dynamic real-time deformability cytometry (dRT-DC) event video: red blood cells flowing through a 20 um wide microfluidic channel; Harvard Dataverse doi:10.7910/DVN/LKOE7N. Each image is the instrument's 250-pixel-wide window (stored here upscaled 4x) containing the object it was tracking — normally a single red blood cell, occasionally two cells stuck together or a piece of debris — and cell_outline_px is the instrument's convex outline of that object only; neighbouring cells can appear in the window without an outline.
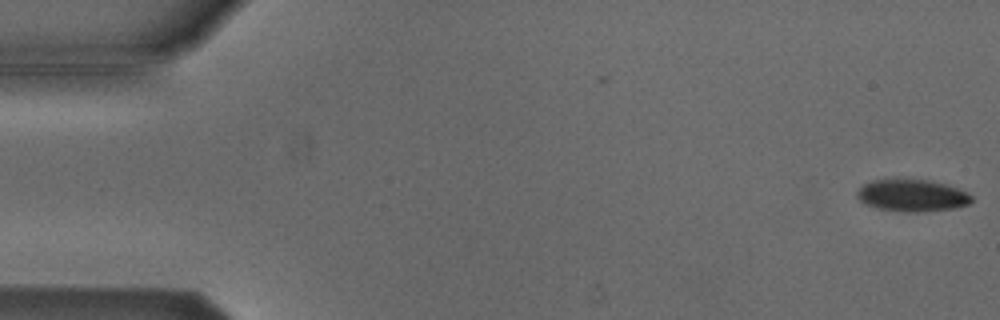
{"species": "Egyptian fruit bat (a non-hibernating species)", "species_latin": "Rousettus aegyptiacus", "temperature_condition": "cold", "stored_images_in_passage": 49, "camera_frame_rate_fps": 3000, "um_per_image_px": 0.085, "animal": {"sex": "male"}, "frame": {"image": 1, "passage_image": 1, "time_ms": 0.0, "image_size_px": [1000, 320], "cell_outline_px": [[972, 200], [968, 204], [956, 208], [924, 212], [904, 212], [876, 208], [864, 204], [856, 196], [856, 192], [864, 184], [872, 180], [928, 180], [944, 184], [968, 192], [972, 196]], "centroid_in_image_um": [77.52, 16.64], "position_along_channel_um": 7.5, "area_um2": 21.33}}
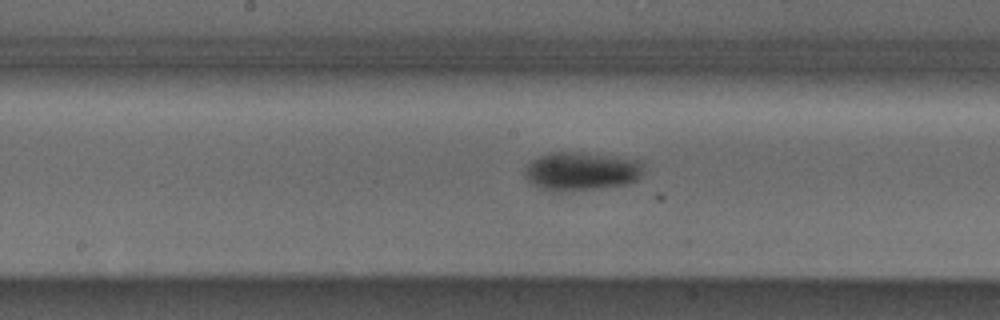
{"frame": {"image": 2, "passage_image": 27, "time_ms": 8.667, "image_size_px": [1000, 320], "cell_outline_px": [[644, 164], [640, 176], [636, 180], [628, 184], [556, 192], [552, 192], [540, 188], [532, 184], [524, 176], [524, 172], [528, 164], [532, 160], [540, 156], [552, 152], [568, 152], [644, 160]], "centroid_in_image_um": [49.4, 14.56], "position_along_channel_um": 198.8, "area_um2": 26.3}}
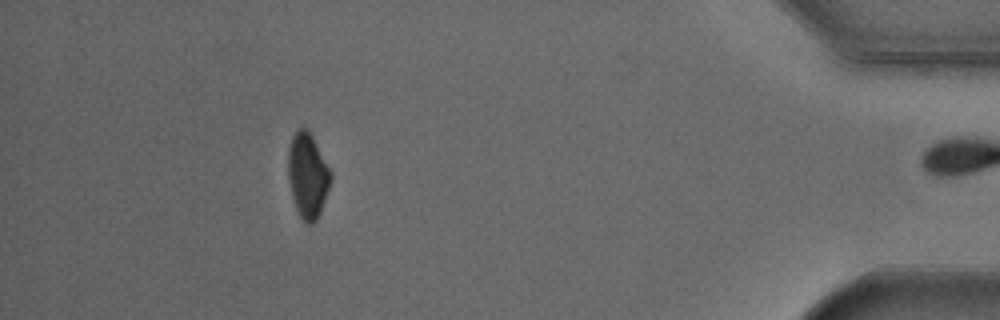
{"frame": {"image": 3, "passage_image": 48, "time_ms": 15.667, "image_size_px": [1000, 320], "cell_outline_px": [[332, 180], [320, 212], [316, 220], [312, 224], [308, 224], [300, 216], [296, 208], [292, 196], [288, 180], [288, 148], [292, 136], [300, 128], [304, 128], [312, 136], [332, 172]], "centroid_in_image_um": [26.15, 14.92], "position_along_channel_um": 409.0, "area_um2": 20.92}, "authors_computed_cell_mechanics": {"area_um2": 24.1026, "velocity_mm_per_s": 3.8444, "shape_relaxation_time_tau1_ms": 3.7544, "shape_relaxation_time_tau2_ms": null, "deformation_change_tau1": 0.0712, "deformation_change_tau2": null}}